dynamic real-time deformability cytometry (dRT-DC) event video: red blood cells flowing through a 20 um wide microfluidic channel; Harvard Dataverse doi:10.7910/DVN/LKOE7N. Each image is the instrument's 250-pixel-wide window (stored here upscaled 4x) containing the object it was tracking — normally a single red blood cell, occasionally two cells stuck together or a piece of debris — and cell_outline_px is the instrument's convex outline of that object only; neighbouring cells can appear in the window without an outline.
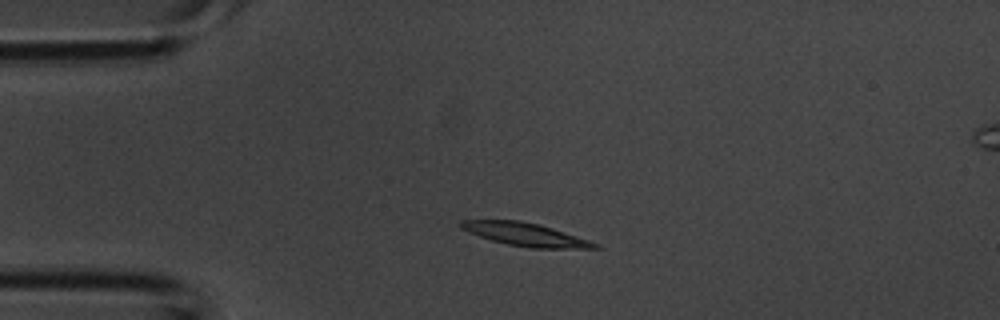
{"species": "common noctule bat (a hibernating species)", "species_latin": "Nyctalus noctula", "temperature_condition": "room temperature", "stored_images_in_passage": 2, "segment_of_instrument_passage": [1, 2], "camera_frame_rate_fps": 3000, "um_per_image_px": 0.085, "animal": {"sex": "male", "body_mass_g": 20.1, "forearm_length_mm": 53.5}, "frame": {"image": 1, "passage_image": 1, "time_ms": 0.0, "image_size_px": [1000, 320], "cell_outline_px": [[600, 248], [528, 248], [508, 244], [492, 240], [468, 232], [460, 228], [460, 220], [520, 220], [552, 228], [600, 244]], "centroid_in_image_um": [44.64, 19.93], "position_along_channel_um": 40.4, "area_um2": 17.74}}